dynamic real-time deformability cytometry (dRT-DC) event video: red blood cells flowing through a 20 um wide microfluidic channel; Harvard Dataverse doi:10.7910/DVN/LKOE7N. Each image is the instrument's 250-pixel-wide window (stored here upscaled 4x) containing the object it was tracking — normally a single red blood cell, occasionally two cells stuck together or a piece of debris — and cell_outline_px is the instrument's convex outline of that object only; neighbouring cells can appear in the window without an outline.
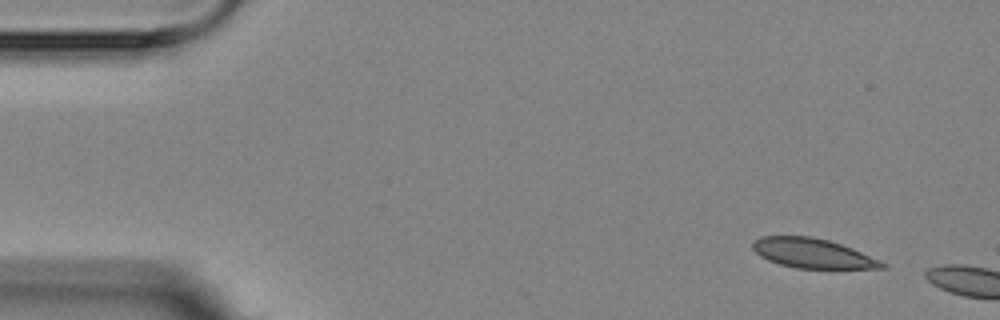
{"species": "Egyptian fruit bat (a non-hibernating species)", "species_latin": "Rousettus aegyptiacus", "temperature_condition": "room temperature", "stored_images_in_passage": 2, "camera_frame_rate_fps": 3000, "um_per_image_px": 0.085, "animal": {"sex": "female"}, "frame": {"image": 1, "passage_image": 1, "time_ms": 0.0, "image_size_px": [1000, 320], "cell_outline_px": [[888, 268], [796, 268], [780, 264], [768, 260], [760, 256], [752, 248], [752, 240], [760, 236], [812, 236], [828, 240], [852, 248], [880, 260], [888, 264]], "centroid_in_image_um": [69.06, 21.52], "position_along_channel_um": 15.9, "area_um2": 22.31}}